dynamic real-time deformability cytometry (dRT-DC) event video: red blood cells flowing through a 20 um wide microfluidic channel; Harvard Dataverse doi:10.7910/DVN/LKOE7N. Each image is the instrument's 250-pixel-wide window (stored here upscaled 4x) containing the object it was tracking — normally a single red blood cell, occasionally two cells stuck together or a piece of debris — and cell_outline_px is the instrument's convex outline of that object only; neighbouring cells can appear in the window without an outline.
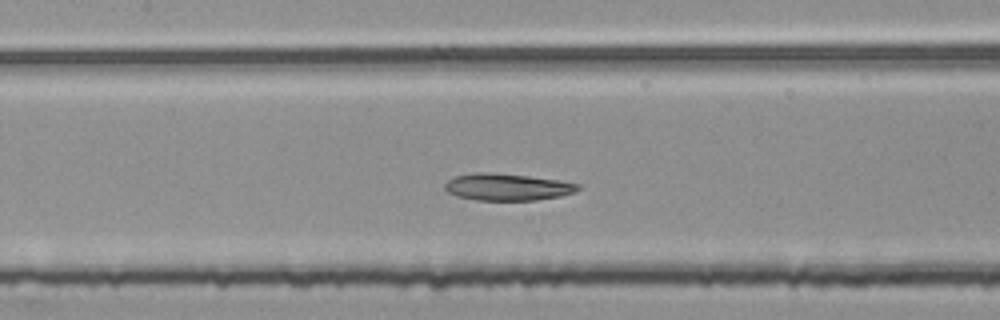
{"species": "common noctule bat (a hibernating species)", "species_latin": "Nyctalus noctula", "temperature_condition": "room temperature", "stored_images_in_passage": 48, "camera_frame_rate_fps": 3000, "um_per_image_px": 0.085, "animal": {"sex": "female", "body_mass_g": 25.1}, "frame": {"image": 1, "passage_image": 22, "time_ms": 7.0, "image_size_px": [1000, 320], "cell_outline_px": [[580, 188], [576, 192], [560, 196], [536, 200], [476, 200], [460, 196], [448, 192], [444, 188], [444, 184], [448, 180], [456, 176], [476, 172], [488, 172], [528, 176], [560, 180], [580, 184]], "centroid_in_image_um": [43.15, 15.89], "position_along_channel_um": 164.3, "area_um2": 20.81}}
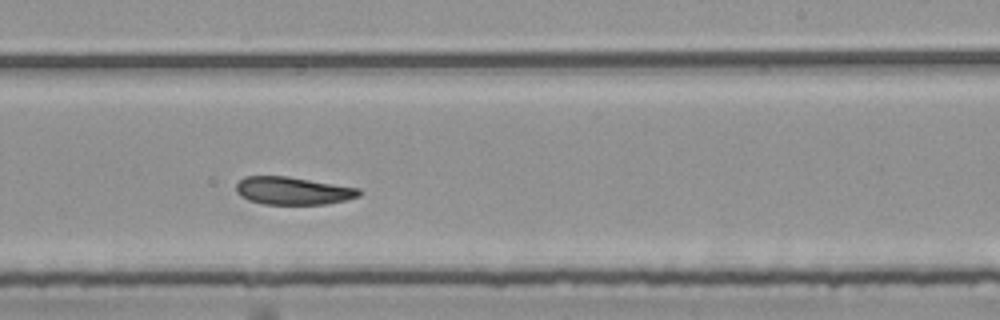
{"frame": {"image": 2, "passage_image": 30, "time_ms": 9.667, "image_size_px": [1000, 320], "cell_outline_px": [[360, 196], [344, 200], [324, 204], [264, 204], [248, 200], [240, 196], [236, 192], [236, 184], [244, 176], [288, 176], [360, 188]], "centroid_in_image_um": [24.87, 16.21], "position_along_channel_um": 264.1, "area_um2": 19.88}}
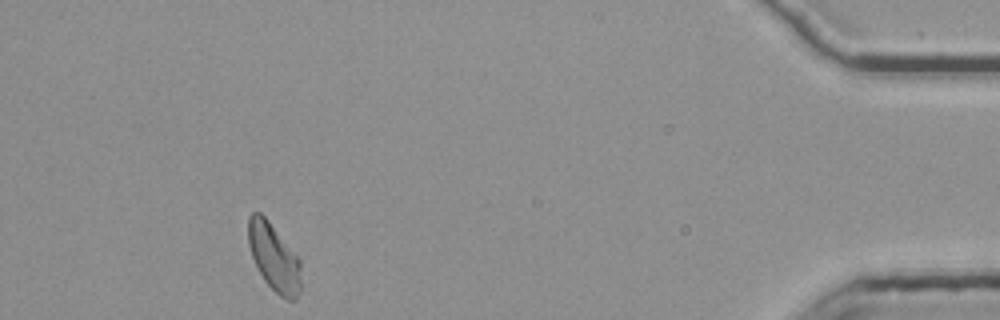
{"frame": {"image": 3, "passage_image": 47, "time_ms": 15.333, "image_size_px": [1000, 320], "cell_outline_px": [[300, 292], [296, 300], [288, 300], [280, 296], [264, 280], [252, 256], [248, 244], [248, 216], [252, 212], [260, 212], [268, 220], [300, 260]], "centroid_in_image_um": [23.28, 21.87], "position_along_channel_um": 411.9, "area_um2": 20.46}}